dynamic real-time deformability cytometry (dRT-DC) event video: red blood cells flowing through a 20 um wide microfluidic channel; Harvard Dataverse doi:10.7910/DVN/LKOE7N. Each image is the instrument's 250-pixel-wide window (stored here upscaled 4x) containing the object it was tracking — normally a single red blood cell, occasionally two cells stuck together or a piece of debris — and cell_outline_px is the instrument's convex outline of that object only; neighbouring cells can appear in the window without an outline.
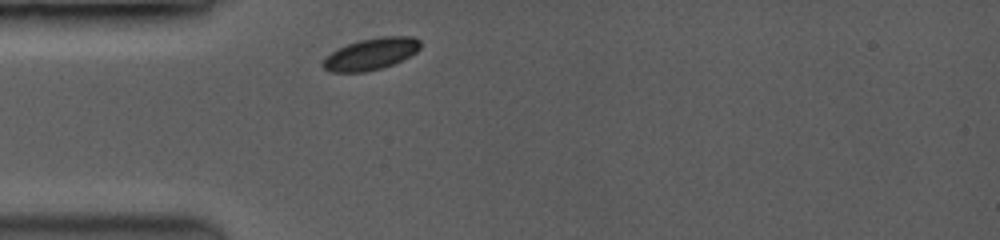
{"species": "common noctule bat (a hibernating species)", "species_latin": "Nyctalus noctula", "temperature_condition": "room temperature", "stored_images_in_passage": 13, "camera_frame_rate_fps": 3500, "um_per_image_px": 0.085, "animal": {"sex": "female", "body_mass_g": 19.0, "forearm_length_mm": 53.3}, "frame": {"image": 1, "passage_image": 1, "time_ms": 0.0, "image_size_px": [1000, 240], "cell_outline_px": [[420, 48], [416, 52], [392, 64], [380, 68], [364, 72], [332, 72], [324, 68], [320, 64], [332, 52], [348, 44], [360, 40], [380, 36], [412, 36], [420, 40]], "centroid_in_image_um": [31.54, 4.58], "position_along_channel_um": 53.5, "area_um2": 17.69}}
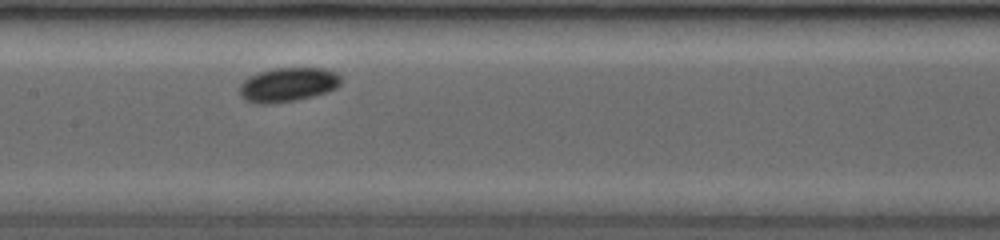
{"frame": {"image": 2, "passage_image": 10, "time_ms": 3.429, "image_size_px": [1000, 240], "cell_outline_px": [[340, 84], [336, 88], [324, 92], [292, 100], [248, 100], [240, 92], [240, 84], [248, 76], [260, 72], [276, 68], [324, 68], [336, 72], [340, 76]], "centroid_in_image_um": [24.54, 7.11], "position_along_channel_um": 182.9, "area_um2": 18.9}}
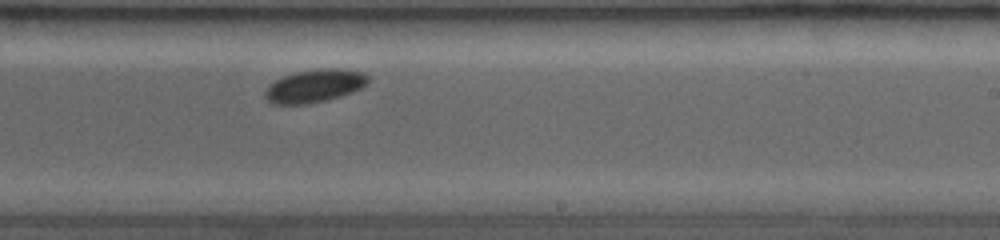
{"frame": {"image": 3, "passage_image": 13, "time_ms": 5.429, "image_size_px": [1000, 240], "cell_outline_px": [[368, 80], [360, 88], [324, 100], [300, 104], [276, 104], [268, 100], [264, 96], [264, 92], [276, 80], [284, 76], [296, 72], [324, 68], [336, 68], [364, 72], [368, 76]], "centroid_in_image_um": [26.72, 7.28], "position_along_channel_um": 262.3, "area_um2": 19.02}}